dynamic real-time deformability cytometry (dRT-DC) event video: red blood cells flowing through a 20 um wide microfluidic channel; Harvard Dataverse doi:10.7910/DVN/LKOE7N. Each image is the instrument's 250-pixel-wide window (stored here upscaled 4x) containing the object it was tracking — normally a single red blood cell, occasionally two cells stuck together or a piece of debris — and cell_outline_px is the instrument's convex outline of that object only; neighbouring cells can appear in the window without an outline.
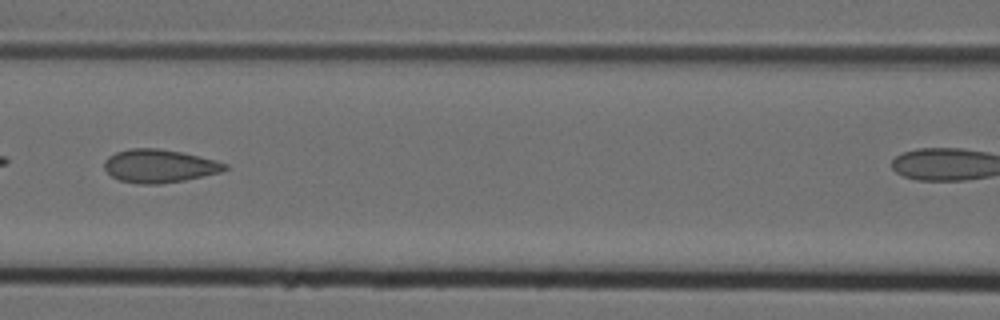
{"species": "Egyptian fruit bat (a non-hibernating species)", "species_latin": "Rousettus aegyptiacus", "temperature_condition": "cold", "stored_images_in_passage": 7, "camera_frame_rate_fps": 3000, "um_per_image_px": 0.085, "animal": {"sex": "female"}, "frame": {"image": 1, "passage_image": 3, "time_ms": 0.667, "image_size_px": [1000, 320], "cell_outline_px": [[228, 168], [220, 172], [184, 180], [160, 184], [140, 184], [120, 180], [112, 176], [104, 168], [104, 160], [108, 156], [116, 152], [128, 148], [156, 148], [180, 152], [228, 164]], "centroid_in_image_um": [13.49, 14.11], "position_along_channel_um": 153.1, "area_um2": 23.06}}
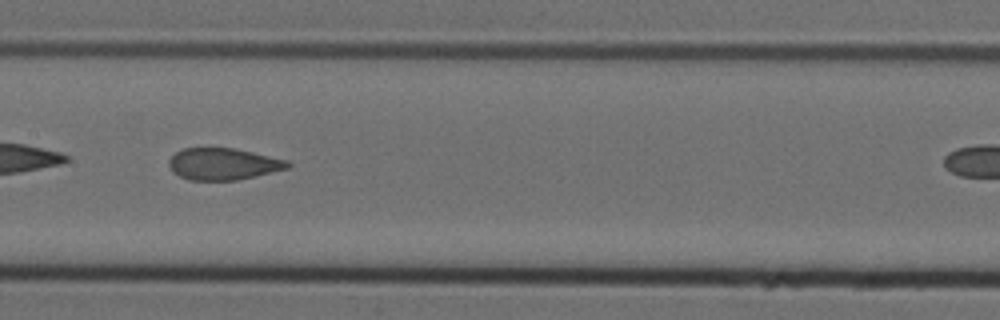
{"frame": {"image": 2, "passage_image": 4, "time_ms": 1.0, "image_size_px": [1000, 320], "cell_outline_px": [[292, 164], [288, 168], [256, 176], [236, 180], [188, 180], [172, 172], [168, 164], [168, 160], [176, 152], [184, 148], [236, 148], [288, 160]], "centroid_in_image_um": [18.97, 13.94], "position_along_channel_um": 188.4, "area_um2": 22.08}}
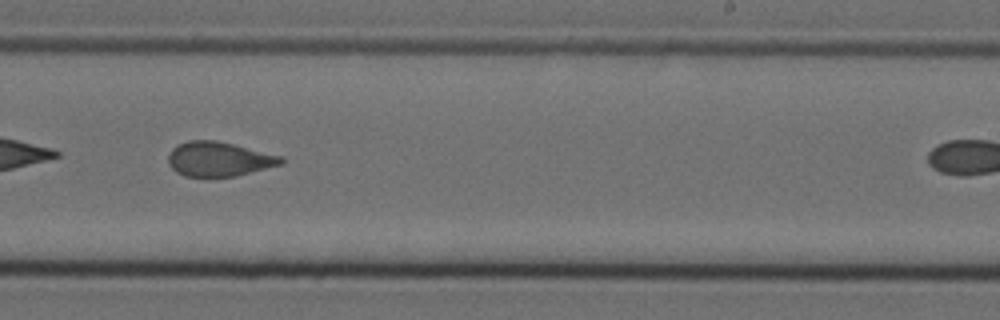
{"frame": {"image": 3, "passage_image": 6, "time_ms": 1.667, "image_size_px": [1000, 320], "cell_outline_px": [[284, 164], [236, 176], [184, 176], [176, 172], [168, 164], [168, 156], [172, 148], [176, 144], [188, 140], [216, 140], [284, 156]], "centroid_in_image_um": [18.62, 13.51], "position_along_channel_um": 270.4, "area_um2": 22.89}}